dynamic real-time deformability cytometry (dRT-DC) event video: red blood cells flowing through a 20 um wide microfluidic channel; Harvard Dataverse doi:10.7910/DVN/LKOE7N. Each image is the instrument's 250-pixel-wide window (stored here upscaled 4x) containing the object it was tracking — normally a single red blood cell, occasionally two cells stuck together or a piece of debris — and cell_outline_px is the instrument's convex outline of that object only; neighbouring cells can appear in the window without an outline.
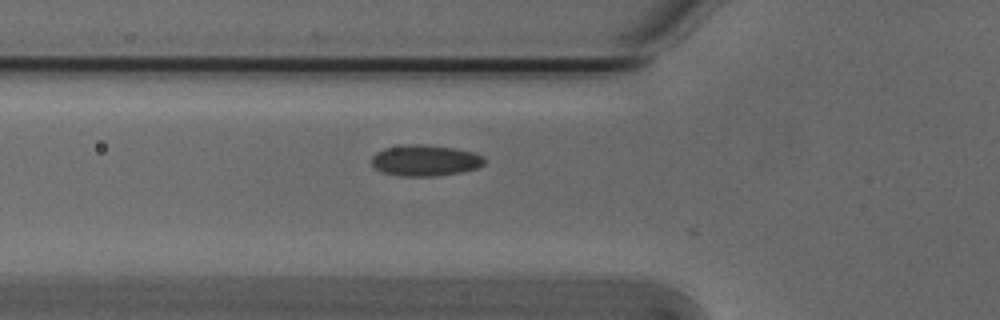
{"species": "Egyptian fruit bat (a non-hibernating species)", "species_latin": "Rousettus aegyptiacus", "temperature_condition": "cold", "stored_images_in_passage": 39, "camera_frame_rate_fps": 3000, "um_per_image_px": 0.085, "animal": {"sex": "male"}, "frame": {"image": 1, "passage_image": 9, "time_ms": 2.667, "image_size_px": [1000, 320], "cell_outline_px": [[484, 164], [476, 168], [464, 172], [436, 176], [400, 176], [380, 172], [372, 164], [372, 156], [376, 152], [384, 148], [404, 144], [420, 144], [456, 148], [472, 152], [484, 156]], "centroid_in_image_um": [36.13, 13.64], "position_along_channel_um": 89.7, "area_um2": 20.63}}
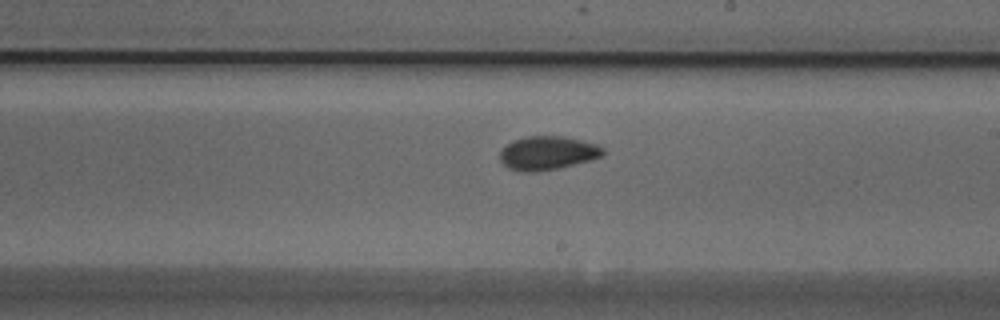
{"frame": {"image": 2, "passage_image": 21, "time_ms": 6.667, "image_size_px": [1000, 320], "cell_outline_px": [[604, 156], [556, 168], [536, 172], [524, 172], [508, 168], [500, 160], [500, 152], [512, 140], [528, 136], [564, 136], [596, 144], [604, 148]], "centroid_in_image_um": [46.53, 13.0], "position_along_channel_um": 242.5, "area_um2": 20.0}}
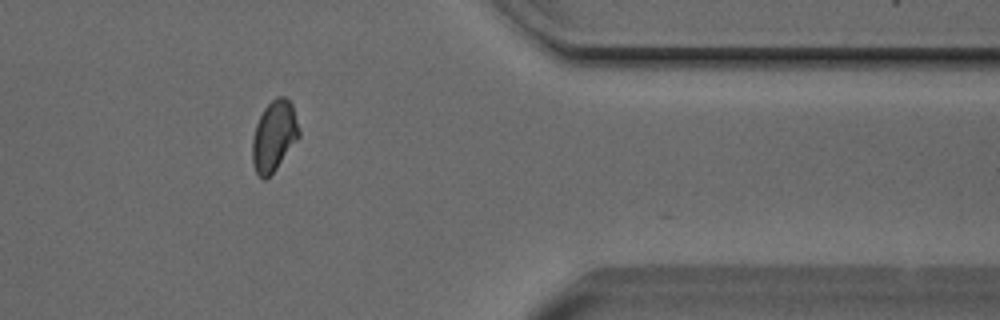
{"frame": {"image": 3, "passage_image": 34, "time_ms": 11.0, "image_size_px": [1000, 320], "cell_outline_px": [[300, 136], [276, 168], [264, 180], [256, 172], [252, 164], [252, 140], [256, 124], [264, 108], [276, 96], [284, 96], [292, 104], [300, 128]], "centroid_in_image_um": [23.3, 11.53], "position_along_channel_um": 388.1, "area_um2": 19.07}, "authors_computed_cell_mechanics": {"area_um2": 19.7676, "velocity_mm_per_s": 3.823, "shape_relaxation_time_tau1_ms": 4.3187, "shape_relaxation_time_tau2_ms": 1.8047, "deformation_change_tau1": 0.06, "deformation_change_tau2": 0.0613}}